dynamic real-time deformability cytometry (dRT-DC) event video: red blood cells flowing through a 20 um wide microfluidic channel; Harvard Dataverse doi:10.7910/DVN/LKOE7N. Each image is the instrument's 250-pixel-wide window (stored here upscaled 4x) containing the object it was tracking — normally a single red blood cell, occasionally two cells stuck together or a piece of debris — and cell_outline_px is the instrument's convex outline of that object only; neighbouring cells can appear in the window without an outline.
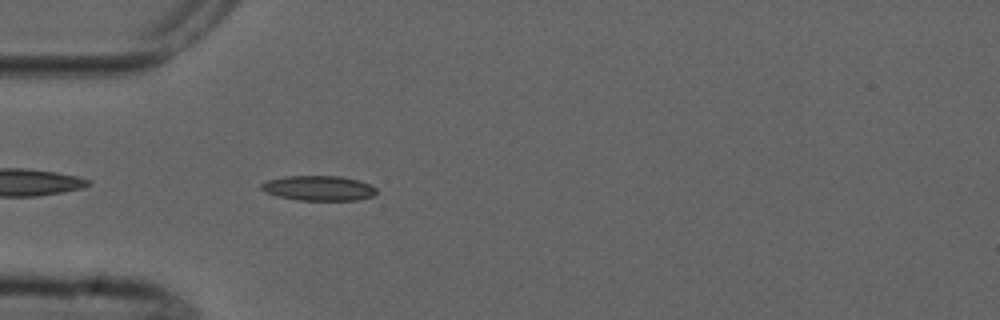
{"species": "common noctule bat (a hibernating species)", "species_latin": "Nyctalus noctula", "temperature_condition": "cold", "stored_images_in_passage": 4, "camera_frame_rate_fps": 3000, "um_per_image_px": 0.085, "animal": {"sex": "male", "forearm_length_mm": 52.5}, "frame": {"image": 1, "passage_image": 4, "time_ms": 3.667, "image_size_px": [1000, 320], "cell_outline_px": [[376, 192], [372, 196], [356, 200], [296, 200], [276, 196], [260, 188], [260, 184], [268, 180], [284, 176], [340, 176], [356, 180], [368, 184], [376, 188]], "centroid_in_image_um": [27.05, 15.99], "position_along_channel_um": 58.0, "area_um2": 16.59}}